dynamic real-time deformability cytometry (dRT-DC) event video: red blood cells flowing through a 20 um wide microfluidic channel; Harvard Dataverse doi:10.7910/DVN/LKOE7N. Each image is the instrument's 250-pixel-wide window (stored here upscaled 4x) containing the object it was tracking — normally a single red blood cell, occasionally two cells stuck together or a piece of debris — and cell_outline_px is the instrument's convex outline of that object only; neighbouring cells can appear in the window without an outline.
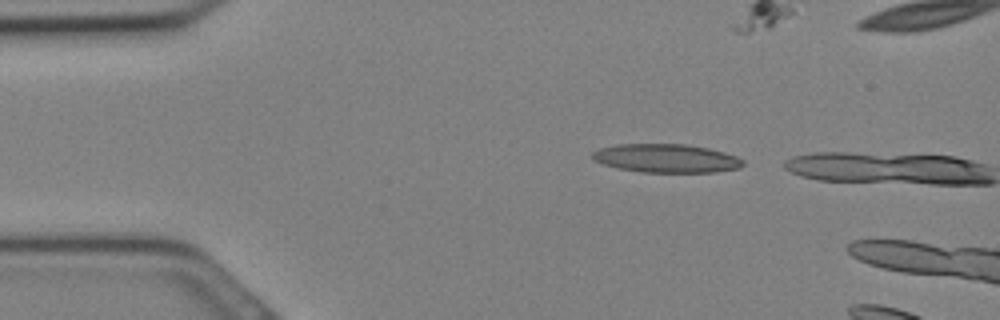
{"species": "Egyptian fruit bat (a non-hibernating species)", "species_latin": "Rousettus aegyptiacus", "temperature_condition": "cold", "stored_images_in_passage": 3, "camera_frame_rate_fps": 3000, "um_per_image_px": 0.085, "animal": {"sex": "female"}, "frame": {"image": 1, "passage_image": 2, "time_ms": 0.333, "image_size_px": [1000, 320], "cell_outline_px": [[744, 164], [740, 168], [716, 172], [640, 172], [616, 168], [592, 160], [592, 152], [600, 148], [616, 144], [688, 144], [708, 148], [724, 152], [736, 156], [744, 160]], "centroid_in_image_um": [56.63, 13.45], "position_along_channel_um": 28.4, "area_um2": 25.26}}